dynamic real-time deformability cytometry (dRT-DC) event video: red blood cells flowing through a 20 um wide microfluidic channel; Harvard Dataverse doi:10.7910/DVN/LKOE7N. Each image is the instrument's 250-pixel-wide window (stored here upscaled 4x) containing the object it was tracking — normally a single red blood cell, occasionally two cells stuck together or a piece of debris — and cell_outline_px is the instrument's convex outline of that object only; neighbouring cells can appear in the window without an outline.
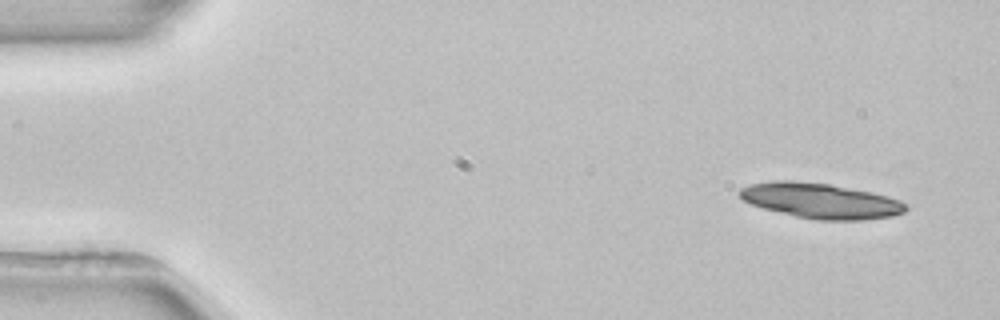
{"species": "common noctule bat (a hibernating species)", "species_latin": "Nyctalus noctula", "temperature_condition": "room temperature", "stored_images_in_passage": 4, "segment_of_instrument_passage": [1, 2], "camera_frame_rate_fps": 3000, "um_per_image_px": 0.085, "animal": {"sex": "female", "body_mass_g": 22.7, "forearm_length_mm": 54.2}, "frame": {"image": 1, "passage_image": 1, "time_ms": 0.0, "image_size_px": [1000, 320], "cell_outline_px": [[908, 208], [904, 212], [892, 216], [860, 220], [816, 220], [796, 216], [764, 208], [752, 204], [744, 200], [736, 192], [740, 188], [748, 184], [772, 180], [792, 180], [828, 184], [872, 192], [888, 196], [900, 200], [908, 204]], "centroid_in_image_um": [69.75, 17.05], "position_along_channel_um": 15.3, "area_um2": 34.16}}